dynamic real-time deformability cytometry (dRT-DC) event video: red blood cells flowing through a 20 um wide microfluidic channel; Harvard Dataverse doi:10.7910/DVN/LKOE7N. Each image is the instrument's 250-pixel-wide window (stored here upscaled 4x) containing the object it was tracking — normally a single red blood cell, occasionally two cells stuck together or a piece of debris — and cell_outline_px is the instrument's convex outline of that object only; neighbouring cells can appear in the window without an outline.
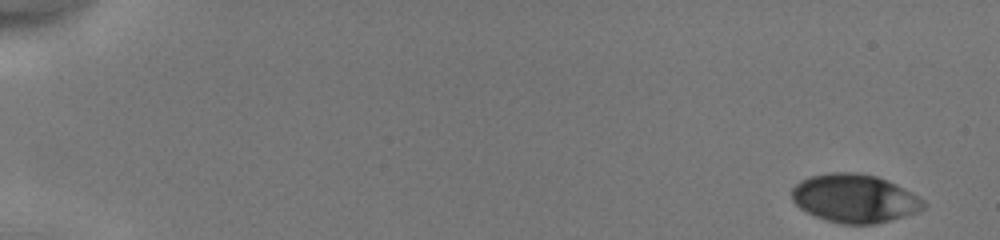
{"species": "human", "species_latin": "Homo sapiens", "temperature_condition": "cold", "stored_images_in_passage": 49, "camera_frame_rate_fps": 3000, "um_per_image_px": 0.085, "donor": {"sex": "male"}, "frame": {"image": 1, "passage_image": 1, "time_ms": 0.0, "image_size_px": [1000, 240], "cell_outline_px": [[924, 208], [916, 212], [904, 216], [872, 224], [840, 224], [816, 216], [800, 208], [792, 200], [792, 188], [800, 180], [812, 176], [828, 172], [856, 172], [876, 176], [888, 180], [912, 192], [924, 200]], "centroid_in_image_um": [72.63, 16.85], "position_along_channel_um": 12.4, "area_um2": 36.99}}
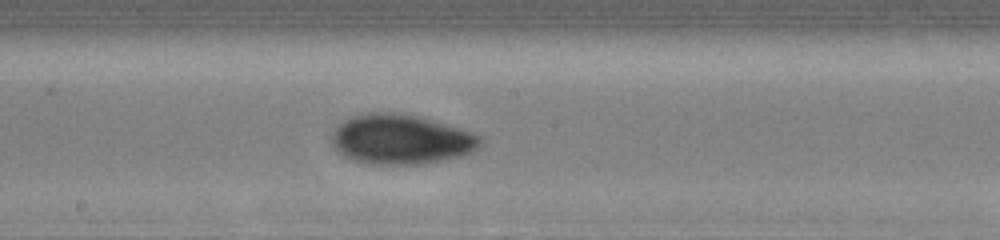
{"frame": {"image": 2, "passage_image": 28, "time_ms": 9.0, "image_size_px": [1000, 240], "cell_outline_px": [[484, 144], [472, 152], [460, 156], [424, 164], [372, 164], [352, 160], [336, 152], [332, 144], [332, 132], [344, 120], [352, 116], [368, 112], [392, 112], [420, 116], [460, 128], [480, 136], [484, 140]], "centroid_in_image_um": [34.08, 11.84], "position_along_channel_um": 214.1, "area_um2": 43.41}}
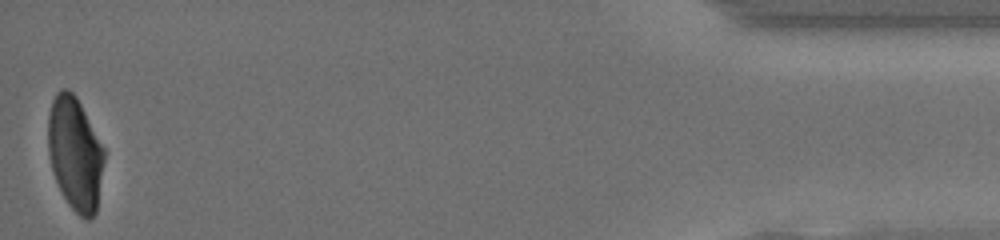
{"frame": {"image": 3, "passage_image": 49, "time_ms": 16.0, "image_size_px": [1000, 240], "cell_outline_px": [[104, 160], [96, 212], [88, 220], [80, 216], [68, 204], [56, 180], [52, 168], [48, 152], [48, 116], [52, 100], [56, 92], [60, 88], [68, 88], [76, 96], [104, 148]], "centroid_in_image_um": [6.37, 13.02], "position_along_channel_um": 428.8, "area_um2": 36.76}, "authors_computed_cell_mechanics": {"area_um2": 39.1306, "velocity_mm_per_s": 4.1594, "shape_relaxation_time_tau1_ms": 3.1405, "shape_relaxation_time_tau2_ms": 2.4939, "deformation_change_tau1": 0.1124, "deformation_change_tau2": 0.0587}}